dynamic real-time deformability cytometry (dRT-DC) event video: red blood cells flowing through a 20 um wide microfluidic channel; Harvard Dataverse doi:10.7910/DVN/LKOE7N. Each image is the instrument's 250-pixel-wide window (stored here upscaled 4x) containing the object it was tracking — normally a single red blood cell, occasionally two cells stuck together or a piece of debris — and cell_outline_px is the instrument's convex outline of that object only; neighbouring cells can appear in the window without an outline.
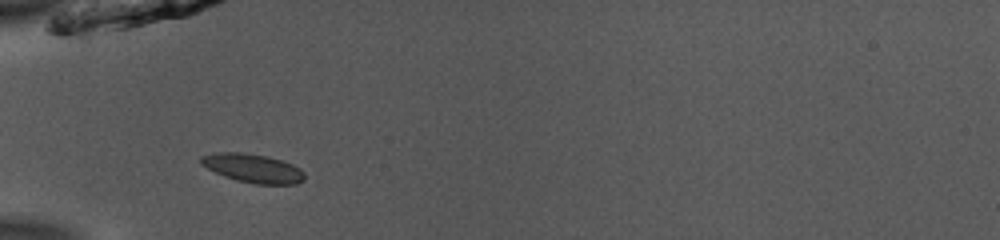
{"species": "common noctule bat (a hibernating species)", "species_latin": "Nyctalus noctula", "temperature_condition": "room temperature", "stored_images_in_passage": 38, "camera_frame_rate_fps": 3000, "um_per_image_px": 0.085, "animal": {"sex": "male", "body_mass_g": 13.0, "forearm_length_mm": 53.1}, "frame": {"image": 1, "passage_image": 4, "time_ms": 1.0, "image_size_px": [1000, 240], "cell_outline_px": [[304, 180], [296, 184], [256, 184], [236, 180], [224, 176], [200, 164], [200, 156], [216, 152], [244, 152], [264, 156], [280, 160], [292, 164], [300, 168], [304, 172]], "centroid_in_image_um": [21.48, 14.3], "position_along_channel_um": 63.5, "area_um2": 17.28}}
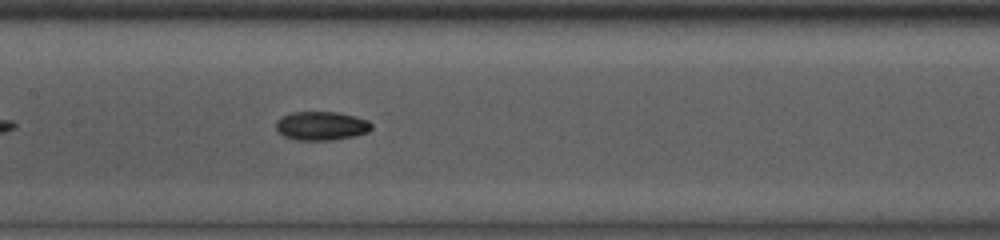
{"frame": {"image": 2, "passage_image": 13, "time_ms": 4.0, "image_size_px": [1000, 240], "cell_outline_px": [[372, 128], [368, 132], [356, 136], [332, 140], [296, 140], [284, 136], [276, 128], [276, 124], [284, 116], [292, 112], [336, 112], [368, 120], [372, 124]], "centroid_in_image_um": [27.36, 10.71], "position_along_channel_um": 180.0, "area_um2": 15.84}}
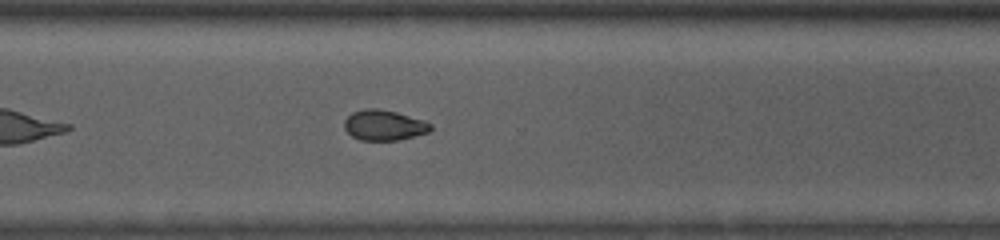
{"frame": {"image": 3, "passage_image": 25, "time_ms": 8.0, "image_size_px": [1000, 240], "cell_outline_px": [[432, 128], [428, 132], [396, 140], [360, 140], [352, 136], [344, 128], [344, 120], [352, 112], [364, 108], [376, 108], [396, 112], [432, 124]], "centroid_in_image_um": [32.59, 10.63], "position_along_channel_um": 338.0, "area_um2": 15.03}, "authors_computed_cell_mechanics": {"area_um2": 15.7794, "velocity_mm_per_s": 3.9702, "shape_relaxation_time_tau1_ms": 10.0925, "shape_relaxation_time_tau2_ms": 3.7439, "deformation_change_tau1": 0.1598, "deformation_change_tau2": 0.0712}}